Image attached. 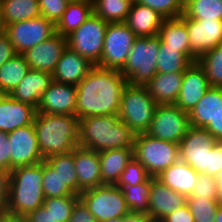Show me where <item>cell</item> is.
<instances>
[{"label":"cell","instance_id":"cell-1","mask_svg":"<svg viewBox=\"0 0 222 222\" xmlns=\"http://www.w3.org/2000/svg\"><path fill=\"white\" fill-rule=\"evenodd\" d=\"M127 79L121 71L94 66L76 86V116L118 115Z\"/></svg>","mask_w":222,"mask_h":222},{"label":"cell","instance_id":"cell-2","mask_svg":"<svg viewBox=\"0 0 222 222\" xmlns=\"http://www.w3.org/2000/svg\"><path fill=\"white\" fill-rule=\"evenodd\" d=\"M136 133L118 115L90 116L79 120L78 146L96 152L134 148Z\"/></svg>","mask_w":222,"mask_h":222},{"label":"cell","instance_id":"cell-3","mask_svg":"<svg viewBox=\"0 0 222 222\" xmlns=\"http://www.w3.org/2000/svg\"><path fill=\"white\" fill-rule=\"evenodd\" d=\"M43 159L73 151L78 146L76 115L36 113L33 122Z\"/></svg>","mask_w":222,"mask_h":222},{"label":"cell","instance_id":"cell-4","mask_svg":"<svg viewBox=\"0 0 222 222\" xmlns=\"http://www.w3.org/2000/svg\"><path fill=\"white\" fill-rule=\"evenodd\" d=\"M43 161L10 171L7 211L27 215L43 206Z\"/></svg>","mask_w":222,"mask_h":222},{"label":"cell","instance_id":"cell-5","mask_svg":"<svg viewBox=\"0 0 222 222\" xmlns=\"http://www.w3.org/2000/svg\"><path fill=\"white\" fill-rule=\"evenodd\" d=\"M160 43L158 35L135 39L125 66L120 70L128 84L144 86L157 74Z\"/></svg>","mask_w":222,"mask_h":222},{"label":"cell","instance_id":"cell-6","mask_svg":"<svg viewBox=\"0 0 222 222\" xmlns=\"http://www.w3.org/2000/svg\"><path fill=\"white\" fill-rule=\"evenodd\" d=\"M157 106L145 86L127 84L122 93L118 117L136 134L146 133Z\"/></svg>","mask_w":222,"mask_h":222},{"label":"cell","instance_id":"cell-7","mask_svg":"<svg viewBox=\"0 0 222 222\" xmlns=\"http://www.w3.org/2000/svg\"><path fill=\"white\" fill-rule=\"evenodd\" d=\"M134 158L143 165L150 177L156 178L179 160V144L153 138L147 133L136 134Z\"/></svg>","mask_w":222,"mask_h":222},{"label":"cell","instance_id":"cell-8","mask_svg":"<svg viewBox=\"0 0 222 222\" xmlns=\"http://www.w3.org/2000/svg\"><path fill=\"white\" fill-rule=\"evenodd\" d=\"M98 222L125 216L130 212L123 190L115 185L104 184L79 194Z\"/></svg>","mask_w":222,"mask_h":222},{"label":"cell","instance_id":"cell-9","mask_svg":"<svg viewBox=\"0 0 222 222\" xmlns=\"http://www.w3.org/2000/svg\"><path fill=\"white\" fill-rule=\"evenodd\" d=\"M108 23L94 13L74 32L68 35L67 47L97 65L103 53Z\"/></svg>","mask_w":222,"mask_h":222},{"label":"cell","instance_id":"cell-10","mask_svg":"<svg viewBox=\"0 0 222 222\" xmlns=\"http://www.w3.org/2000/svg\"><path fill=\"white\" fill-rule=\"evenodd\" d=\"M136 38L135 33L125 22L108 23L104 37L103 53L96 66L120 71L125 66Z\"/></svg>","mask_w":222,"mask_h":222},{"label":"cell","instance_id":"cell-11","mask_svg":"<svg viewBox=\"0 0 222 222\" xmlns=\"http://www.w3.org/2000/svg\"><path fill=\"white\" fill-rule=\"evenodd\" d=\"M190 127L189 113L176 104H158L146 133L153 138L179 144Z\"/></svg>","mask_w":222,"mask_h":222},{"label":"cell","instance_id":"cell-12","mask_svg":"<svg viewBox=\"0 0 222 222\" xmlns=\"http://www.w3.org/2000/svg\"><path fill=\"white\" fill-rule=\"evenodd\" d=\"M3 30L8 35L16 53L23 54L55 35L56 25L40 16L6 25Z\"/></svg>","mask_w":222,"mask_h":222},{"label":"cell","instance_id":"cell-13","mask_svg":"<svg viewBox=\"0 0 222 222\" xmlns=\"http://www.w3.org/2000/svg\"><path fill=\"white\" fill-rule=\"evenodd\" d=\"M10 148V171L23 166H31L44 161L40 153L37 135L33 124L8 132Z\"/></svg>","mask_w":222,"mask_h":222},{"label":"cell","instance_id":"cell-14","mask_svg":"<svg viewBox=\"0 0 222 222\" xmlns=\"http://www.w3.org/2000/svg\"><path fill=\"white\" fill-rule=\"evenodd\" d=\"M213 135L205 128L190 127L179 143V159L198 174L207 173L208 152L215 143Z\"/></svg>","mask_w":222,"mask_h":222},{"label":"cell","instance_id":"cell-15","mask_svg":"<svg viewBox=\"0 0 222 222\" xmlns=\"http://www.w3.org/2000/svg\"><path fill=\"white\" fill-rule=\"evenodd\" d=\"M189 34L190 52L198 59L207 51L222 44V20H194L184 14L180 17Z\"/></svg>","mask_w":222,"mask_h":222},{"label":"cell","instance_id":"cell-16","mask_svg":"<svg viewBox=\"0 0 222 222\" xmlns=\"http://www.w3.org/2000/svg\"><path fill=\"white\" fill-rule=\"evenodd\" d=\"M76 94L75 85L62 84L53 81L44 91L37 113L76 115Z\"/></svg>","mask_w":222,"mask_h":222},{"label":"cell","instance_id":"cell-17","mask_svg":"<svg viewBox=\"0 0 222 222\" xmlns=\"http://www.w3.org/2000/svg\"><path fill=\"white\" fill-rule=\"evenodd\" d=\"M67 48V38L55 34L32 49L23 53L30 69L53 73L63 51Z\"/></svg>","mask_w":222,"mask_h":222},{"label":"cell","instance_id":"cell-18","mask_svg":"<svg viewBox=\"0 0 222 222\" xmlns=\"http://www.w3.org/2000/svg\"><path fill=\"white\" fill-rule=\"evenodd\" d=\"M209 88L208 78L203 68L197 61L192 62L183 72L182 85L175 104L189 113Z\"/></svg>","mask_w":222,"mask_h":222},{"label":"cell","instance_id":"cell-19","mask_svg":"<svg viewBox=\"0 0 222 222\" xmlns=\"http://www.w3.org/2000/svg\"><path fill=\"white\" fill-rule=\"evenodd\" d=\"M187 198L164 185L157 178L151 177L149 195V215L157 222L186 204Z\"/></svg>","mask_w":222,"mask_h":222},{"label":"cell","instance_id":"cell-20","mask_svg":"<svg viewBox=\"0 0 222 222\" xmlns=\"http://www.w3.org/2000/svg\"><path fill=\"white\" fill-rule=\"evenodd\" d=\"M74 164L78 179V195L84 190L104 185L100 171L99 152L77 146L74 149Z\"/></svg>","mask_w":222,"mask_h":222},{"label":"cell","instance_id":"cell-21","mask_svg":"<svg viewBox=\"0 0 222 222\" xmlns=\"http://www.w3.org/2000/svg\"><path fill=\"white\" fill-rule=\"evenodd\" d=\"M94 66L87 58L67 47L52 73L53 81L77 86Z\"/></svg>","mask_w":222,"mask_h":222},{"label":"cell","instance_id":"cell-22","mask_svg":"<svg viewBox=\"0 0 222 222\" xmlns=\"http://www.w3.org/2000/svg\"><path fill=\"white\" fill-rule=\"evenodd\" d=\"M36 108L15 100L6 94L0 101V131L11 132L16 128L33 124Z\"/></svg>","mask_w":222,"mask_h":222},{"label":"cell","instance_id":"cell-23","mask_svg":"<svg viewBox=\"0 0 222 222\" xmlns=\"http://www.w3.org/2000/svg\"><path fill=\"white\" fill-rule=\"evenodd\" d=\"M52 82L53 76L51 73L29 69L25 77L9 95L17 101L37 108L44 91Z\"/></svg>","mask_w":222,"mask_h":222},{"label":"cell","instance_id":"cell-24","mask_svg":"<svg viewBox=\"0 0 222 222\" xmlns=\"http://www.w3.org/2000/svg\"><path fill=\"white\" fill-rule=\"evenodd\" d=\"M164 18L148 6L134 2L125 20L137 37L158 35Z\"/></svg>","mask_w":222,"mask_h":222},{"label":"cell","instance_id":"cell-25","mask_svg":"<svg viewBox=\"0 0 222 222\" xmlns=\"http://www.w3.org/2000/svg\"><path fill=\"white\" fill-rule=\"evenodd\" d=\"M198 176L199 174L192 167L179 159L156 178L187 198L193 192Z\"/></svg>","mask_w":222,"mask_h":222},{"label":"cell","instance_id":"cell-26","mask_svg":"<svg viewBox=\"0 0 222 222\" xmlns=\"http://www.w3.org/2000/svg\"><path fill=\"white\" fill-rule=\"evenodd\" d=\"M183 72L157 73L146 85L157 104H175L181 89Z\"/></svg>","mask_w":222,"mask_h":222},{"label":"cell","instance_id":"cell-27","mask_svg":"<svg viewBox=\"0 0 222 222\" xmlns=\"http://www.w3.org/2000/svg\"><path fill=\"white\" fill-rule=\"evenodd\" d=\"M134 157V148L103 150L99 152L103 184L115 185L127 163Z\"/></svg>","mask_w":222,"mask_h":222},{"label":"cell","instance_id":"cell-28","mask_svg":"<svg viewBox=\"0 0 222 222\" xmlns=\"http://www.w3.org/2000/svg\"><path fill=\"white\" fill-rule=\"evenodd\" d=\"M222 108V87H210L189 112L192 127L205 128Z\"/></svg>","mask_w":222,"mask_h":222},{"label":"cell","instance_id":"cell-29","mask_svg":"<svg viewBox=\"0 0 222 222\" xmlns=\"http://www.w3.org/2000/svg\"><path fill=\"white\" fill-rule=\"evenodd\" d=\"M158 36L166 47L179 48V51H183L193 62L197 61V58L190 52L186 23L180 17L164 19Z\"/></svg>","mask_w":222,"mask_h":222},{"label":"cell","instance_id":"cell-30","mask_svg":"<svg viewBox=\"0 0 222 222\" xmlns=\"http://www.w3.org/2000/svg\"><path fill=\"white\" fill-rule=\"evenodd\" d=\"M41 16L38 0H0V21L6 25Z\"/></svg>","mask_w":222,"mask_h":222},{"label":"cell","instance_id":"cell-31","mask_svg":"<svg viewBox=\"0 0 222 222\" xmlns=\"http://www.w3.org/2000/svg\"><path fill=\"white\" fill-rule=\"evenodd\" d=\"M93 14L92 0L69 2L56 24V33L67 37Z\"/></svg>","mask_w":222,"mask_h":222},{"label":"cell","instance_id":"cell-32","mask_svg":"<svg viewBox=\"0 0 222 222\" xmlns=\"http://www.w3.org/2000/svg\"><path fill=\"white\" fill-rule=\"evenodd\" d=\"M30 67L23 54L17 53L0 66V90L10 94L28 73Z\"/></svg>","mask_w":222,"mask_h":222},{"label":"cell","instance_id":"cell-33","mask_svg":"<svg viewBox=\"0 0 222 222\" xmlns=\"http://www.w3.org/2000/svg\"><path fill=\"white\" fill-rule=\"evenodd\" d=\"M192 62L183 51H179V48L166 47L161 41L156 60L157 73L184 72Z\"/></svg>","mask_w":222,"mask_h":222},{"label":"cell","instance_id":"cell-34","mask_svg":"<svg viewBox=\"0 0 222 222\" xmlns=\"http://www.w3.org/2000/svg\"><path fill=\"white\" fill-rule=\"evenodd\" d=\"M93 13L107 23L125 22L130 11L128 0H92Z\"/></svg>","mask_w":222,"mask_h":222},{"label":"cell","instance_id":"cell-35","mask_svg":"<svg viewBox=\"0 0 222 222\" xmlns=\"http://www.w3.org/2000/svg\"><path fill=\"white\" fill-rule=\"evenodd\" d=\"M45 161L60 175L63 183L78 195V179L74 164V150L48 157Z\"/></svg>","mask_w":222,"mask_h":222},{"label":"cell","instance_id":"cell-36","mask_svg":"<svg viewBox=\"0 0 222 222\" xmlns=\"http://www.w3.org/2000/svg\"><path fill=\"white\" fill-rule=\"evenodd\" d=\"M150 187L151 177L149 176L143 183L122 188L130 212L149 213Z\"/></svg>","mask_w":222,"mask_h":222},{"label":"cell","instance_id":"cell-37","mask_svg":"<svg viewBox=\"0 0 222 222\" xmlns=\"http://www.w3.org/2000/svg\"><path fill=\"white\" fill-rule=\"evenodd\" d=\"M183 14L194 20H222V0H185Z\"/></svg>","mask_w":222,"mask_h":222},{"label":"cell","instance_id":"cell-38","mask_svg":"<svg viewBox=\"0 0 222 222\" xmlns=\"http://www.w3.org/2000/svg\"><path fill=\"white\" fill-rule=\"evenodd\" d=\"M197 62L203 68L210 87H222V44L207 51Z\"/></svg>","mask_w":222,"mask_h":222},{"label":"cell","instance_id":"cell-39","mask_svg":"<svg viewBox=\"0 0 222 222\" xmlns=\"http://www.w3.org/2000/svg\"><path fill=\"white\" fill-rule=\"evenodd\" d=\"M78 199L79 195L76 194L62 197H45L43 206L49 210L57 222H68Z\"/></svg>","mask_w":222,"mask_h":222},{"label":"cell","instance_id":"cell-40","mask_svg":"<svg viewBox=\"0 0 222 222\" xmlns=\"http://www.w3.org/2000/svg\"><path fill=\"white\" fill-rule=\"evenodd\" d=\"M42 188L45 197H62L74 194L60 175L45 160L43 161Z\"/></svg>","mask_w":222,"mask_h":222},{"label":"cell","instance_id":"cell-41","mask_svg":"<svg viewBox=\"0 0 222 222\" xmlns=\"http://www.w3.org/2000/svg\"><path fill=\"white\" fill-rule=\"evenodd\" d=\"M195 222H214L219 207L212 198L187 197V202Z\"/></svg>","mask_w":222,"mask_h":222},{"label":"cell","instance_id":"cell-42","mask_svg":"<svg viewBox=\"0 0 222 222\" xmlns=\"http://www.w3.org/2000/svg\"><path fill=\"white\" fill-rule=\"evenodd\" d=\"M155 10L164 19L179 18L184 12L185 0H136Z\"/></svg>","mask_w":222,"mask_h":222},{"label":"cell","instance_id":"cell-43","mask_svg":"<svg viewBox=\"0 0 222 222\" xmlns=\"http://www.w3.org/2000/svg\"><path fill=\"white\" fill-rule=\"evenodd\" d=\"M148 177L146 169L133 157L120 174L115 186L122 189L124 186L137 185L143 183Z\"/></svg>","mask_w":222,"mask_h":222},{"label":"cell","instance_id":"cell-44","mask_svg":"<svg viewBox=\"0 0 222 222\" xmlns=\"http://www.w3.org/2000/svg\"><path fill=\"white\" fill-rule=\"evenodd\" d=\"M69 2V0H38L41 16L56 25Z\"/></svg>","mask_w":222,"mask_h":222},{"label":"cell","instance_id":"cell-45","mask_svg":"<svg viewBox=\"0 0 222 222\" xmlns=\"http://www.w3.org/2000/svg\"><path fill=\"white\" fill-rule=\"evenodd\" d=\"M217 185L213 177L199 174L194 190L189 197L212 198L216 200Z\"/></svg>","mask_w":222,"mask_h":222},{"label":"cell","instance_id":"cell-46","mask_svg":"<svg viewBox=\"0 0 222 222\" xmlns=\"http://www.w3.org/2000/svg\"><path fill=\"white\" fill-rule=\"evenodd\" d=\"M220 171H222V141L216 140L208 152L206 174L213 177Z\"/></svg>","mask_w":222,"mask_h":222},{"label":"cell","instance_id":"cell-47","mask_svg":"<svg viewBox=\"0 0 222 222\" xmlns=\"http://www.w3.org/2000/svg\"><path fill=\"white\" fill-rule=\"evenodd\" d=\"M68 222H98L87 206L79 198L73 208L72 215Z\"/></svg>","mask_w":222,"mask_h":222},{"label":"cell","instance_id":"cell-48","mask_svg":"<svg viewBox=\"0 0 222 222\" xmlns=\"http://www.w3.org/2000/svg\"><path fill=\"white\" fill-rule=\"evenodd\" d=\"M161 222H195L189 205L186 203L177 210L165 216Z\"/></svg>","mask_w":222,"mask_h":222},{"label":"cell","instance_id":"cell-49","mask_svg":"<svg viewBox=\"0 0 222 222\" xmlns=\"http://www.w3.org/2000/svg\"><path fill=\"white\" fill-rule=\"evenodd\" d=\"M10 155L7 133L0 131V169L10 172Z\"/></svg>","mask_w":222,"mask_h":222},{"label":"cell","instance_id":"cell-50","mask_svg":"<svg viewBox=\"0 0 222 222\" xmlns=\"http://www.w3.org/2000/svg\"><path fill=\"white\" fill-rule=\"evenodd\" d=\"M16 51L4 30L0 32V66L10 60Z\"/></svg>","mask_w":222,"mask_h":222},{"label":"cell","instance_id":"cell-51","mask_svg":"<svg viewBox=\"0 0 222 222\" xmlns=\"http://www.w3.org/2000/svg\"><path fill=\"white\" fill-rule=\"evenodd\" d=\"M10 172L0 169V213L7 211Z\"/></svg>","mask_w":222,"mask_h":222},{"label":"cell","instance_id":"cell-52","mask_svg":"<svg viewBox=\"0 0 222 222\" xmlns=\"http://www.w3.org/2000/svg\"><path fill=\"white\" fill-rule=\"evenodd\" d=\"M28 222H57L44 206L26 215Z\"/></svg>","mask_w":222,"mask_h":222},{"label":"cell","instance_id":"cell-53","mask_svg":"<svg viewBox=\"0 0 222 222\" xmlns=\"http://www.w3.org/2000/svg\"><path fill=\"white\" fill-rule=\"evenodd\" d=\"M205 129L213 135L215 140L222 141V108L215 118L207 124Z\"/></svg>","mask_w":222,"mask_h":222},{"label":"cell","instance_id":"cell-54","mask_svg":"<svg viewBox=\"0 0 222 222\" xmlns=\"http://www.w3.org/2000/svg\"><path fill=\"white\" fill-rule=\"evenodd\" d=\"M123 222H157L151 215L129 212L123 216Z\"/></svg>","mask_w":222,"mask_h":222},{"label":"cell","instance_id":"cell-55","mask_svg":"<svg viewBox=\"0 0 222 222\" xmlns=\"http://www.w3.org/2000/svg\"><path fill=\"white\" fill-rule=\"evenodd\" d=\"M0 222H28L26 215L15 214L9 211L0 213Z\"/></svg>","mask_w":222,"mask_h":222},{"label":"cell","instance_id":"cell-56","mask_svg":"<svg viewBox=\"0 0 222 222\" xmlns=\"http://www.w3.org/2000/svg\"><path fill=\"white\" fill-rule=\"evenodd\" d=\"M215 183L217 185L216 188V202L219 207H222V171L218 172L215 176H213Z\"/></svg>","mask_w":222,"mask_h":222},{"label":"cell","instance_id":"cell-57","mask_svg":"<svg viewBox=\"0 0 222 222\" xmlns=\"http://www.w3.org/2000/svg\"><path fill=\"white\" fill-rule=\"evenodd\" d=\"M214 222H222V207H218L216 214H215V221Z\"/></svg>","mask_w":222,"mask_h":222},{"label":"cell","instance_id":"cell-58","mask_svg":"<svg viewBox=\"0 0 222 222\" xmlns=\"http://www.w3.org/2000/svg\"><path fill=\"white\" fill-rule=\"evenodd\" d=\"M104 222H123V217L115 218V219H109Z\"/></svg>","mask_w":222,"mask_h":222},{"label":"cell","instance_id":"cell-59","mask_svg":"<svg viewBox=\"0 0 222 222\" xmlns=\"http://www.w3.org/2000/svg\"><path fill=\"white\" fill-rule=\"evenodd\" d=\"M6 94L2 91V90H0V101L2 100V98L5 96Z\"/></svg>","mask_w":222,"mask_h":222},{"label":"cell","instance_id":"cell-60","mask_svg":"<svg viewBox=\"0 0 222 222\" xmlns=\"http://www.w3.org/2000/svg\"><path fill=\"white\" fill-rule=\"evenodd\" d=\"M3 30V26L1 24V21H0V32Z\"/></svg>","mask_w":222,"mask_h":222},{"label":"cell","instance_id":"cell-61","mask_svg":"<svg viewBox=\"0 0 222 222\" xmlns=\"http://www.w3.org/2000/svg\"><path fill=\"white\" fill-rule=\"evenodd\" d=\"M70 2H73V1H82V0H69Z\"/></svg>","mask_w":222,"mask_h":222},{"label":"cell","instance_id":"cell-62","mask_svg":"<svg viewBox=\"0 0 222 222\" xmlns=\"http://www.w3.org/2000/svg\"><path fill=\"white\" fill-rule=\"evenodd\" d=\"M128 1H130L131 3H134L136 0H128Z\"/></svg>","mask_w":222,"mask_h":222}]
</instances>
